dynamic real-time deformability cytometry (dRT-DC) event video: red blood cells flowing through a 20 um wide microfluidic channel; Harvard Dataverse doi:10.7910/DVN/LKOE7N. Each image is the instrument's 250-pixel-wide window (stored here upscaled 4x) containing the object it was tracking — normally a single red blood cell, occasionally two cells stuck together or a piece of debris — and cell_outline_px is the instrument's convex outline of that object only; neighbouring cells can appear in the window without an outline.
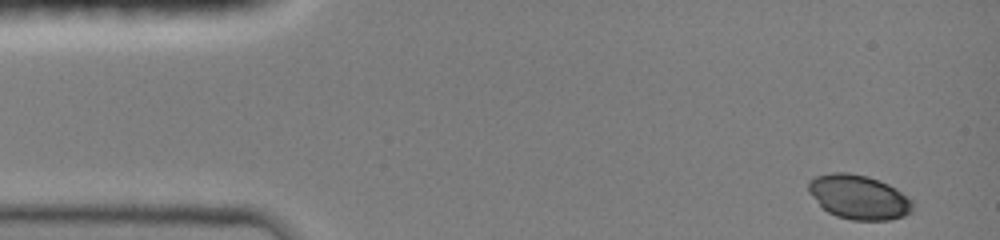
{"species": "common noctule bat (a hibernating species)", "species_latin": "Nyctalus noctula", "temperature_condition": "room temperature", "stored_images_in_passage": 23, "camera_frame_rate_fps": 3000, "um_per_image_px": 0.085, "animal": {"sex": "female", "body_mass_g": 19.0, "forearm_length_mm": 51.5}, "frame": {"image": 1, "passage_image": 1, "time_ms": 0.0, "image_size_px": [1000, 240], "cell_outline_px": [[912, 212], [904, 216], [888, 220], [852, 220], [836, 216], [828, 212], [808, 192], [808, 184], [816, 176], [832, 172], [848, 172], [864, 176], [888, 184], [896, 188], [912, 200]], "centroid_in_image_um": [73.0, 16.76], "position_along_channel_um": 12.0, "area_um2": 26.65}}
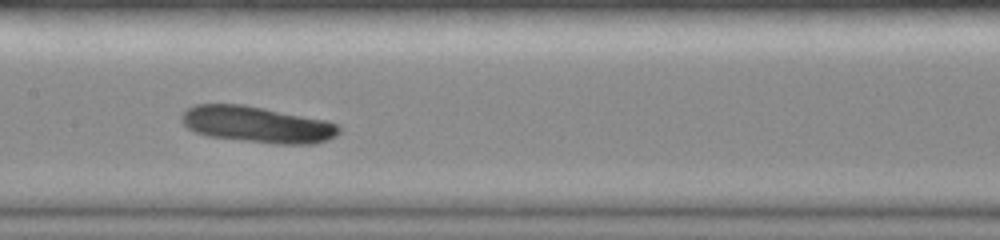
{"frame": {"image": 2, "passage_image": 12, "time_ms": 6.667, "image_size_px": [1000, 240], "cell_outline_px": [[340, 132], [336, 136], [328, 140], [316, 144], [276, 144], [208, 136], [196, 132], [188, 128], [180, 120], [180, 116], [188, 108], [196, 104], [244, 104], [328, 120], [336, 124], [340, 128]], "centroid_in_image_um": [21.89, 10.58], "position_along_channel_um": 185.5, "area_um2": 33.52}}
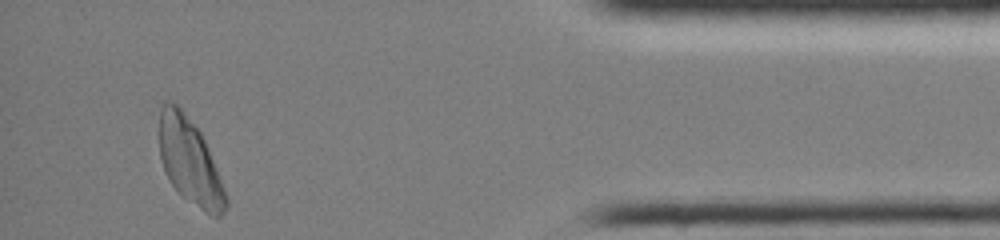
{"frame": {"image": 3, "passage_image": 23, "time_ms": 13.333, "image_size_px": [1000, 240], "cell_outline_px": [[228, 204], [224, 212], [220, 216], [212, 216], [204, 212], [184, 196], [172, 184], [160, 160], [160, 108], [168, 100], [176, 104], [184, 112], [200, 132], [208, 148], [228, 196]], "centroid_in_image_um": [16.16, 13.73], "position_along_channel_um": 419.0, "area_um2": 32.71}}